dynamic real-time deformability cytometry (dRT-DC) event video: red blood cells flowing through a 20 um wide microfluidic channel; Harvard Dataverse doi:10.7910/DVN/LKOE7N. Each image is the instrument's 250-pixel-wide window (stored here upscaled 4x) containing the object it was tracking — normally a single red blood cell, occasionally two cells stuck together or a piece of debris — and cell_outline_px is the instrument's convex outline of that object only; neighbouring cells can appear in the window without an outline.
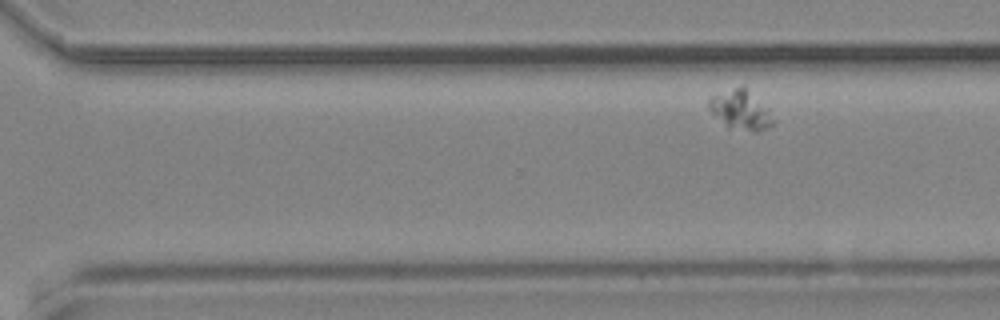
{"species": "common noctule bat (a hibernating species)", "species_latin": "Nyctalus noctula", "temperature_condition": "cold", "stored_images_in_passage": 9, "camera_frame_rate_fps": 3000, "um_per_image_px": 0.085, "animal": {"sex": "male", "body_mass_g": 19.2, "forearm_length_mm": 51.8}, "frame": {"image": 1, "passage_image": 9, "time_ms": 9.667, "image_size_px": [1000, 320], "cell_outline_px": [[772, 124], [756, 132], [752, 132], [728, 128], [708, 108], [708, 100], [712, 96], [744, 84], [768, 108], [772, 120]], "centroid_in_image_um": [62.94, 9.33], "position_along_channel_um": 307.7, "area_um2": 14.62}}